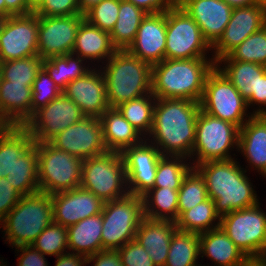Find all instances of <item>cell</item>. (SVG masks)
I'll use <instances>...</instances> for the list:
<instances>
[{
    "mask_svg": "<svg viewBox=\"0 0 266 266\" xmlns=\"http://www.w3.org/2000/svg\"><path fill=\"white\" fill-rule=\"evenodd\" d=\"M199 111L200 102L156 98L149 136L152 135V144L156 143L154 146L163 156L191 158Z\"/></svg>",
    "mask_w": 266,
    "mask_h": 266,
    "instance_id": "6da1fadb",
    "label": "cell"
},
{
    "mask_svg": "<svg viewBox=\"0 0 266 266\" xmlns=\"http://www.w3.org/2000/svg\"><path fill=\"white\" fill-rule=\"evenodd\" d=\"M233 159L207 161L193 166L203 177L208 197L222 217L233 210L258 204L255 191L243 168ZM245 174V175H244Z\"/></svg>",
    "mask_w": 266,
    "mask_h": 266,
    "instance_id": "7a4b0ae2",
    "label": "cell"
},
{
    "mask_svg": "<svg viewBox=\"0 0 266 266\" xmlns=\"http://www.w3.org/2000/svg\"><path fill=\"white\" fill-rule=\"evenodd\" d=\"M215 66L213 58L164 59L152 66V94L159 99L200 102L206 79Z\"/></svg>",
    "mask_w": 266,
    "mask_h": 266,
    "instance_id": "3957f363",
    "label": "cell"
},
{
    "mask_svg": "<svg viewBox=\"0 0 266 266\" xmlns=\"http://www.w3.org/2000/svg\"><path fill=\"white\" fill-rule=\"evenodd\" d=\"M103 68L110 108L152 93V66L127 50H117Z\"/></svg>",
    "mask_w": 266,
    "mask_h": 266,
    "instance_id": "277c9868",
    "label": "cell"
},
{
    "mask_svg": "<svg viewBox=\"0 0 266 266\" xmlns=\"http://www.w3.org/2000/svg\"><path fill=\"white\" fill-rule=\"evenodd\" d=\"M52 223L51 195L40 191L21 196L18 203L0 221L7 235L6 240L15 247L31 245Z\"/></svg>",
    "mask_w": 266,
    "mask_h": 266,
    "instance_id": "5b68a950",
    "label": "cell"
},
{
    "mask_svg": "<svg viewBox=\"0 0 266 266\" xmlns=\"http://www.w3.org/2000/svg\"><path fill=\"white\" fill-rule=\"evenodd\" d=\"M101 214L102 251L118 250L135 239L137 228L144 218L143 197L128 194L106 201Z\"/></svg>",
    "mask_w": 266,
    "mask_h": 266,
    "instance_id": "8992f818",
    "label": "cell"
},
{
    "mask_svg": "<svg viewBox=\"0 0 266 266\" xmlns=\"http://www.w3.org/2000/svg\"><path fill=\"white\" fill-rule=\"evenodd\" d=\"M80 186L104 202L128 195L127 176L121 153L107 151L83 160Z\"/></svg>",
    "mask_w": 266,
    "mask_h": 266,
    "instance_id": "52a82bcc",
    "label": "cell"
},
{
    "mask_svg": "<svg viewBox=\"0 0 266 266\" xmlns=\"http://www.w3.org/2000/svg\"><path fill=\"white\" fill-rule=\"evenodd\" d=\"M39 191L53 195L81 185L83 160L50 142L36 143Z\"/></svg>",
    "mask_w": 266,
    "mask_h": 266,
    "instance_id": "ba28073f",
    "label": "cell"
},
{
    "mask_svg": "<svg viewBox=\"0 0 266 266\" xmlns=\"http://www.w3.org/2000/svg\"><path fill=\"white\" fill-rule=\"evenodd\" d=\"M212 46L204 38L200 27L180 6L166 10L165 59L206 58Z\"/></svg>",
    "mask_w": 266,
    "mask_h": 266,
    "instance_id": "9c48e42d",
    "label": "cell"
},
{
    "mask_svg": "<svg viewBox=\"0 0 266 266\" xmlns=\"http://www.w3.org/2000/svg\"><path fill=\"white\" fill-rule=\"evenodd\" d=\"M220 228L247 258H261L266 249V214L259 203L220 217Z\"/></svg>",
    "mask_w": 266,
    "mask_h": 266,
    "instance_id": "30bf717a",
    "label": "cell"
},
{
    "mask_svg": "<svg viewBox=\"0 0 266 266\" xmlns=\"http://www.w3.org/2000/svg\"><path fill=\"white\" fill-rule=\"evenodd\" d=\"M247 107V101L226 75L215 66L206 79L200 109L240 129L248 121L243 120Z\"/></svg>",
    "mask_w": 266,
    "mask_h": 266,
    "instance_id": "8fae6325",
    "label": "cell"
},
{
    "mask_svg": "<svg viewBox=\"0 0 266 266\" xmlns=\"http://www.w3.org/2000/svg\"><path fill=\"white\" fill-rule=\"evenodd\" d=\"M239 128L200 109L196 122V139L191 156L196 154L194 166L207 161L233 159L228 153L239 142ZM197 163V164H196Z\"/></svg>",
    "mask_w": 266,
    "mask_h": 266,
    "instance_id": "7c38bea8",
    "label": "cell"
},
{
    "mask_svg": "<svg viewBox=\"0 0 266 266\" xmlns=\"http://www.w3.org/2000/svg\"><path fill=\"white\" fill-rule=\"evenodd\" d=\"M85 117L78 105L62 92L56 99L35 111L24 127L34 142L47 143Z\"/></svg>",
    "mask_w": 266,
    "mask_h": 266,
    "instance_id": "4fadbf2b",
    "label": "cell"
},
{
    "mask_svg": "<svg viewBox=\"0 0 266 266\" xmlns=\"http://www.w3.org/2000/svg\"><path fill=\"white\" fill-rule=\"evenodd\" d=\"M38 56V15L9 16L0 35V62Z\"/></svg>",
    "mask_w": 266,
    "mask_h": 266,
    "instance_id": "5bb4252c",
    "label": "cell"
},
{
    "mask_svg": "<svg viewBox=\"0 0 266 266\" xmlns=\"http://www.w3.org/2000/svg\"><path fill=\"white\" fill-rule=\"evenodd\" d=\"M83 14L72 16H38V56L48 59L72 53Z\"/></svg>",
    "mask_w": 266,
    "mask_h": 266,
    "instance_id": "9a60e30c",
    "label": "cell"
},
{
    "mask_svg": "<svg viewBox=\"0 0 266 266\" xmlns=\"http://www.w3.org/2000/svg\"><path fill=\"white\" fill-rule=\"evenodd\" d=\"M50 143L57 149L82 160L106 153L103 142L102 124L99 118L85 117L67 127Z\"/></svg>",
    "mask_w": 266,
    "mask_h": 266,
    "instance_id": "2e32d148",
    "label": "cell"
},
{
    "mask_svg": "<svg viewBox=\"0 0 266 266\" xmlns=\"http://www.w3.org/2000/svg\"><path fill=\"white\" fill-rule=\"evenodd\" d=\"M144 143V144H143ZM121 155L124 160L129 194L144 196L154 187L157 165L163 156L151 144L141 142L138 145L125 148Z\"/></svg>",
    "mask_w": 266,
    "mask_h": 266,
    "instance_id": "e0dca14e",
    "label": "cell"
},
{
    "mask_svg": "<svg viewBox=\"0 0 266 266\" xmlns=\"http://www.w3.org/2000/svg\"><path fill=\"white\" fill-rule=\"evenodd\" d=\"M266 25V9L259 4L233 8L230 21L223 35L212 46L215 51L213 59L227 56L248 36L259 31Z\"/></svg>",
    "mask_w": 266,
    "mask_h": 266,
    "instance_id": "ac0fdd59",
    "label": "cell"
},
{
    "mask_svg": "<svg viewBox=\"0 0 266 266\" xmlns=\"http://www.w3.org/2000/svg\"><path fill=\"white\" fill-rule=\"evenodd\" d=\"M53 222L66 228L102 213L104 201L81 186L51 195Z\"/></svg>",
    "mask_w": 266,
    "mask_h": 266,
    "instance_id": "d6986e66",
    "label": "cell"
},
{
    "mask_svg": "<svg viewBox=\"0 0 266 266\" xmlns=\"http://www.w3.org/2000/svg\"><path fill=\"white\" fill-rule=\"evenodd\" d=\"M166 10L147 14L142 20L134 41L126 49L130 54L153 66L165 59Z\"/></svg>",
    "mask_w": 266,
    "mask_h": 266,
    "instance_id": "ffe728a7",
    "label": "cell"
},
{
    "mask_svg": "<svg viewBox=\"0 0 266 266\" xmlns=\"http://www.w3.org/2000/svg\"><path fill=\"white\" fill-rule=\"evenodd\" d=\"M62 92L78 105L86 117L100 118L109 108L105 78L95 69L71 81Z\"/></svg>",
    "mask_w": 266,
    "mask_h": 266,
    "instance_id": "44dd1931",
    "label": "cell"
},
{
    "mask_svg": "<svg viewBox=\"0 0 266 266\" xmlns=\"http://www.w3.org/2000/svg\"><path fill=\"white\" fill-rule=\"evenodd\" d=\"M180 7L200 27L211 46L223 35L233 10L223 0H185Z\"/></svg>",
    "mask_w": 266,
    "mask_h": 266,
    "instance_id": "7402d4cb",
    "label": "cell"
},
{
    "mask_svg": "<svg viewBox=\"0 0 266 266\" xmlns=\"http://www.w3.org/2000/svg\"><path fill=\"white\" fill-rule=\"evenodd\" d=\"M266 176V109L255 111L239 130L238 150Z\"/></svg>",
    "mask_w": 266,
    "mask_h": 266,
    "instance_id": "603a6c76",
    "label": "cell"
},
{
    "mask_svg": "<svg viewBox=\"0 0 266 266\" xmlns=\"http://www.w3.org/2000/svg\"><path fill=\"white\" fill-rule=\"evenodd\" d=\"M32 84H17L1 79L0 123L24 126L32 117Z\"/></svg>",
    "mask_w": 266,
    "mask_h": 266,
    "instance_id": "cb8c5ba5",
    "label": "cell"
},
{
    "mask_svg": "<svg viewBox=\"0 0 266 266\" xmlns=\"http://www.w3.org/2000/svg\"><path fill=\"white\" fill-rule=\"evenodd\" d=\"M176 229L175 221L144 217L140 222L135 240L144 247L155 266H165L171 237Z\"/></svg>",
    "mask_w": 266,
    "mask_h": 266,
    "instance_id": "d4e9b609",
    "label": "cell"
},
{
    "mask_svg": "<svg viewBox=\"0 0 266 266\" xmlns=\"http://www.w3.org/2000/svg\"><path fill=\"white\" fill-rule=\"evenodd\" d=\"M222 62L225 63V67L221 69L218 64ZM216 66L231 81L233 86L247 101L248 106L253 103L259 104L260 77L265 74L264 65L231 60L228 56H224L216 62Z\"/></svg>",
    "mask_w": 266,
    "mask_h": 266,
    "instance_id": "484cf974",
    "label": "cell"
},
{
    "mask_svg": "<svg viewBox=\"0 0 266 266\" xmlns=\"http://www.w3.org/2000/svg\"><path fill=\"white\" fill-rule=\"evenodd\" d=\"M102 124L103 142L108 151L122 152L125 148L140 144V134L117 108L106 109L99 118ZM141 140V141H140Z\"/></svg>",
    "mask_w": 266,
    "mask_h": 266,
    "instance_id": "4316f807",
    "label": "cell"
},
{
    "mask_svg": "<svg viewBox=\"0 0 266 266\" xmlns=\"http://www.w3.org/2000/svg\"><path fill=\"white\" fill-rule=\"evenodd\" d=\"M200 254L217 266H239L248 258L219 227L199 234Z\"/></svg>",
    "mask_w": 266,
    "mask_h": 266,
    "instance_id": "83f0119b",
    "label": "cell"
},
{
    "mask_svg": "<svg viewBox=\"0 0 266 266\" xmlns=\"http://www.w3.org/2000/svg\"><path fill=\"white\" fill-rule=\"evenodd\" d=\"M116 51L117 48L112 44L108 32L97 28L85 19L82 21L77 31L73 54L84 60L107 58L108 61Z\"/></svg>",
    "mask_w": 266,
    "mask_h": 266,
    "instance_id": "f1b7e54d",
    "label": "cell"
},
{
    "mask_svg": "<svg viewBox=\"0 0 266 266\" xmlns=\"http://www.w3.org/2000/svg\"><path fill=\"white\" fill-rule=\"evenodd\" d=\"M102 226L100 213L68 227V249L86 257L102 251Z\"/></svg>",
    "mask_w": 266,
    "mask_h": 266,
    "instance_id": "f546056e",
    "label": "cell"
},
{
    "mask_svg": "<svg viewBox=\"0 0 266 266\" xmlns=\"http://www.w3.org/2000/svg\"><path fill=\"white\" fill-rule=\"evenodd\" d=\"M34 143L24 126L6 125L0 131V178L13 171L16 160Z\"/></svg>",
    "mask_w": 266,
    "mask_h": 266,
    "instance_id": "4dcf8cb0",
    "label": "cell"
},
{
    "mask_svg": "<svg viewBox=\"0 0 266 266\" xmlns=\"http://www.w3.org/2000/svg\"><path fill=\"white\" fill-rule=\"evenodd\" d=\"M143 9L127 0H120L116 24L109 33L117 50H126L134 41L142 20L147 16Z\"/></svg>",
    "mask_w": 266,
    "mask_h": 266,
    "instance_id": "1f68e13d",
    "label": "cell"
},
{
    "mask_svg": "<svg viewBox=\"0 0 266 266\" xmlns=\"http://www.w3.org/2000/svg\"><path fill=\"white\" fill-rule=\"evenodd\" d=\"M5 178L22 196L39 191L36 142L16 160L13 171Z\"/></svg>",
    "mask_w": 266,
    "mask_h": 266,
    "instance_id": "d6a6232c",
    "label": "cell"
},
{
    "mask_svg": "<svg viewBox=\"0 0 266 266\" xmlns=\"http://www.w3.org/2000/svg\"><path fill=\"white\" fill-rule=\"evenodd\" d=\"M142 197L144 217L169 221L178 219V190L166 187L151 188Z\"/></svg>",
    "mask_w": 266,
    "mask_h": 266,
    "instance_id": "836d02e7",
    "label": "cell"
},
{
    "mask_svg": "<svg viewBox=\"0 0 266 266\" xmlns=\"http://www.w3.org/2000/svg\"><path fill=\"white\" fill-rule=\"evenodd\" d=\"M199 234L176 229L171 237L165 266H198Z\"/></svg>",
    "mask_w": 266,
    "mask_h": 266,
    "instance_id": "e575fe53",
    "label": "cell"
},
{
    "mask_svg": "<svg viewBox=\"0 0 266 266\" xmlns=\"http://www.w3.org/2000/svg\"><path fill=\"white\" fill-rule=\"evenodd\" d=\"M216 219L220 221V216L215 211L214 201L208 197L205 201L183 212L175 222L178 230L201 234L219 228L220 222L212 225Z\"/></svg>",
    "mask_w": 266,
    "mask_h": 266,
    "instance_id": "d590c367",
    "label": "cell"
},
{
    "mask_svg": "<svg viewBox=\"0 0 266 266\" xmlns=\"http://www.w3.org/2000/svg\"><path fill=\"white\" fill-rule=\"evenodd\" d=\"M82 61L84 60L79 56L74 58L73 53L64 56H53L44 59L43 68L58 88L63 91L71 81L84 76L91 70V68L88 69L82 66Z\"/></svg>",
    "mask_w": 266,
    "mask_h": 266,
    "instance_id": "8d00e7d4",
    "label": "cell"
},
{
    "mask_svg": "<svg viewBox=\"0 0 266 266\" xmlns=\"http://www.w3.org/2000/svg\"><path fill=\"white\" fill-rule=\"evenodd\" d=\"M154 101V102H153ZM156 97L150 93L116 107L123 117L141 134L151 132L153 125V109Z\"/></svg>",
    "mask_w": 266,
    "mask_h": 266,
    "instance_id": "74e56055",
    "label": "cell"
},
{
    "mask_svg": "<svg viewBox=\"0 0 266 266\" xmlns=\"http://www.w3.org/2000/svg\"><path fill=\"white\" fill-rule=\"evenodd\" d=\"M186 158L183 156H162L158 161L153 188L166 187L167 189L179 190L183 179L193 168V166L185 164V161L183 162V159Z\"/></svg>",
    "mask_w": 266,
    "mask_h": 266,
    "instance_id": "f35d334b",
    "label": "cell"
},
{
    "mask_svg": "<svg viewBox=\"0 0 266 266\" xmlns=\"http://www.w3.org/2000/svg\"><path fill=\"white\" fill-rule=\"evenodd\" d=\"M44 59L39 56L3 61L2 78L17 84H33L38 72L43 67Z\"/></svg>",
    "mask_w": 266,
    "mask_h": 266,
    "instance_id": "ab89813d",
    "label": "cell"
},
{
    "mask_svg": "<svg viewBox=\"0 0 266 266\" xmlns=\"http://www.w3.org/2000/svg\"><path fill=\"white\" fill-rule=\"evenodd\" d=\"M208 198L205 181L193 167L183 179L178 190V217Z\"/></svg>",
    "mask_w": 266,
    "mask_h": 266,
    "instance_id": "60d3db41",
    "label": "cell"
},
{
    "mask_svg": "<svg viewBox=\"0 0 266 266\" xmlns=\"http://www.w3.org/2000/svg\"><path fill=\"white\" fill-rule=\"evenodd\" d=\"M227 56L231 60L266 65V25L259 31L248 36Z\"/></svg>",
    "mask_w": 266,
    "mask_h": 266,
    "instance_id": "b9f144b4",
    "label": "cell"
},
{
    "mask_svg": "<svg viewBox=\"0 0 266 266\" xmlns=\"http://www.w3.org/2000/svg\"><path fill=\"white\" fill-rule=\"evenodd\" d=\"M31 245L43 255L58 257L65 254L64 251L68 248V230L65 226L53 222L39 234Z\"/></svg>",
    "mask_w": 266,
    "mask_h": 266,
    "instance_id": "7bdbcfd3",
    "label": "cell"
},
{
    "mask_svg": "<svg viewBox=\"0 0 266 266\" xmlns=\"http://www.w3.org/2000/svg\"><path fill=\"white\" fill-rule=\"evenodd\" d=\"M119 7L120 0H103L84 14L85 20L110 33L118 19Z\"/></svg>",
    "mask_w": 266,
    "mask_h": 266,
    "instance_id": "ee69618b",
    "label": "cell"
},
{
    "mask_svg": "<svg viewBox=\"0 0 266 266\" xmlns=\"http://www.w3.org/2000/svg\"><path fill=\"white\" fill-rule=\"evenodd\" d=\"M61 93L62 91L42 67L32 84V116L35 111L56 99Z\"/></svg>",
    "mask_w": 266,
    "mask_h": 266,
    "instance_id": "f6af8a7d",
    "label": "cell"
},
{
    "mask_svg": "<svg viewBox=\"0 0 266 266\" xmlns=\"http://www.w3.org/2000/svg\"><path fill=\"white\" fill-rule=\"evenodd\" d=\"M34 13L43 17L81 14L78 0H44Z\"/></svg>",
    "mask_w": 266,
    "mask_h": 266,
    "instance_id": "bcb514c9",
    "label": "cell"
},
{
    "mask_svg": "<svg viewBox=\"0 0 266 266\" xmlns=\"http://www.w3.org/2000/svg\"><path fill=\"white\" fill-rule=\"evenodd\" d=\"M122 266H155L144 247L135 239L119 248Z\"/></svg>",
    "mask_w": 266,
    "mask_h": 266,
    "instance_id": "7dc6e473",
    "label": "cell"
},
{
    "mask_svg": "<svg viewBox=\"0 0 266 266\" xmlns=\"http://www.w3.org/2000/svg\"><path fill=\"white\" fill-rule=\"evenodd\" d=\"M21 196L6 178H0V221L18 203Z\"/></svg>",
    "mask_w": 266,
    "mask_h": 266,
    "instance_id": "c3c4849f",
    "label": "cell"
},
{
    "mask_svg": "<svg viewBox=\"0 0 266 266\" xmlns=\"http://www.w3.org/2000/svg\"><path fill=\"white\" fill-rule=\"evenodd\" d=\"M16 250L22 252L17 266H48L47 260L44 258L45 255L32 245H20L16 247Z\"/></svg>",
    "mask_w": 266,
    "mask_h": 266,
    "instance_id": "681fc988",
    "label": "cell"
},
{
    "mask_svg": "<svg viewBox=\"0 0 266 266\" xmlns=\"http://www.w3.org/2000/svg\"><path fill=\"white\" fill-rule=\"evenodd\" d=\"M94 263V266H122L121 257L117 250H103L88 256L86 263Z\"/></svg>",
    "mask_w": 266,
    "mask_h": 266,
    "instance_id": "f907efd6",
    "label": "cell"
},
{
    "mask_svg": "<svg viewBox=\"0 0 266 266\" xmlns=\"http://www.w3.org/2000/svg\"><path fill=\"white\" fill-rule=\"evenodd\" d=\"M148 14L161 13L167 10L172 4L170 0H127Z\"/></svg>",
    "mask_w": 266,
    "mask_h": 266,
    "instance_id": "816d5d0a",
    "label": "cell"
},
{
    "mask_svg": "<svg viewBox=\"0 0 266 266\" xmlns=\"http://www.w3.org/2000/svg\"><path fill=\"white\" fill-rule=\"evenodd\" d=\"M5 4L6 17L33 13L27 5V0H5Z\"/></svg>",
    "mask_w": 266,
    "mask_h": 266,
    "instance_id": "f5cc1de1",
    "label": "cell"
},
{
    "mask_svg": "<svg viewBox=\"0 0 266 266\" xmlns=\"http://www.w3.org/2000/svg\"><path fill=\"white\" fill-rule=\"evenodd\" d=\"M55 266H84L86 265L87 257L77 253H65L56 257Z\"/></svg>",
    "mask_w": 266,
    "mask_h": 266,
    "instance_id": "db71d44e",
    "label": "cell"
},
{
    "mask_svg": "<svg viewBox=\"0 0 266 266\" xmlns=\"http://www.w3.org/2000/svg\"><path fill=\"white\" fill-rule=\"evenodd\" d=\"M259 106L260 108L266 105V75L264 74L260 77V87H259Z\"/></svg>",
    "mask_w": 266,
    "mask_h": 266,
    "instance_id": "11a10c76",
    "label": "cell"
},
{
    "mask_svg": "<svg viewBox=\"0 0 266 266\" xmlns=\"http://www.w3.org/2000/svg\"><path fill=\"white\" fill-rule=\"evenodd\" d=\"M232 8L258 4V0H223Z\"/></svg>",
    "mask_w": 266,
    "mask_h": 266,
    "instance_id": "9f6ffc18",
    "label": "cell"
},
{
    "mask_svg": "<svg viewBox=\"0 0 266 266\" xmlns=\"http://www.w3.org/2000/svg\"><path fill=\"white\" fill-rule=\"evenodd\" d=\"M101 1L103 0H78L80 13L84 15L88 10L99 4Z\"/></svg>",
    "mask_w": 266,
    "mask_h": 266,
    "instance_id": "6f0895ef",
    "label": "cell"
},
{
    "mask_svg": "<svg viewBox=\"0 0 266 266\" xmlns=\"http://www.w3.org/2000/svg\"><path fill=\"white\" fill-rule=\"evenodd\" d=\"M239 266H265L260 258H248L243 264Z\"/></svg>",
    "mask_w": 266,
    "mask_h": 266,
    "instance_id": "680465c9",
    "label": "cell"
},
{
    "mask_svg": "<svg viewBox=\"0 0 266 266\" xmlns=\"http://www.w3.org/2000/svg\"><path fill=\"white\" fill-rule=\"evenodd\" d=\"M44 0H27L28 7L34 12Z\"/></svg>",
    "mask_w": 266,
    "mask_h": 266,
    "instance_id": "91938a15",
    "label": "cell"
},
{
    "mask_svg": "<svg viewBox=\"0 0 266 266\" xmlns=\"http://www.w3.org/2000/svg\"><path fill=\"white\" fill-rule=\"evenodd\" d=\"M0 14L6 16V4L5 0H0Z\"/></svg>",
    "mask_w": 266,
    "mask_h": 266,
    "instance_id": "94428289",
    "label": "cell"
},
{
    "mask_svg": "<svg viewBox=\"0 0 266 266\" xmlns=\"http://www.w3.org/2000/svg\"><path fill=\"white\" fill-rule=\"evenodd\" d=\"M6 20H7V17L0 14V35H1L2 29H3V26Z\"/></svg>",
    "mask_w": 266,
    "mask_h": 266,
    "instance_id": "6125c7cd",
    "label": "cell"
},
{
    "mask_svg": "<svg viewBox=\"0 0 266 266\" xmlns=\"http://www.w3.org/2000/svg\"><path fill=\"white\" fill-rule=\"evenodd\" d=\"M185 0H170L172 5L180 6Z\"/></svg>",
    "mask_w": 266,
    "mask_h": 266,
    "instance_id": "be15d7a7",
    "label": "cell"
},
{
    "mask_svg": "<svg viewBox=\"0 0 266 266\" xmlns=\"http://www.w3.org/2000/svg\"><path fill=\"white\" fill-rule=\"evenodd\" d=\"M258 4L266 9V0H258Z\"/></svg>",
    "mask_w": 266,
    "mask_h": 266,
    "instance_id": "e7e4bbea",
    "label": "cell"
},
{
    "mask_svg": "<svg viewBox=\"0 0 266 266\" xmlns=\"http://www.w3.org/2000/svg\"><path fill=\"white\" fill-rule=\"evenodd\" d=\"M260 259L263 261V263H264L265 266H266V249H265V251H264V253H263V255L261 256Z\"/></svg>",
    "mask_w": 266,
    "mask_h": 266,
    "instance_id": "03108f58",
    "label": "cell"
},
{
    "mask_svg": "<svg viewBox=\"0 0 266 266\" xmlns=\"http://www.w3.org/2000/svg\"><path fill=\"white\" fill-rule=\"evenodd\" d=\"M1 79H2V67H1V62H0V82H1Z\"/></svg>",
    "mask_w": 266,
    "mask_h": 266,
    "instance_id": "003e7915",
    "label": "cell"
},
{
    "mask_svg": "<svg viewBox=\"0 0 266 266\" xmlns=\"http://www.w3.org/2000/svg\"><path fill=\"white\" fill-rule=\"evenodd\" d=\"M6 125L3 123H0V131L5 127Z\"/></svg>",
    "mask_w": 266,
    "mask_h": 266,
    "instance_id": "a7ac6f4b",
    "label": "cell"
},
{
    "mask_svg": "<svg viewBox=\"0 0 266 266\" xmlns=\"http://www.w3.org/2000/svg\"><path fill=\"white\" fill-rule=\"evenodd\" d=\"M264 71H265V75H266V65H264Z\"/></svg>",
    "mask_w": 266,
    "mask_h": 266,
    "instance_id": "89a4df30",
    "label": "cell"
}]
</instances>
